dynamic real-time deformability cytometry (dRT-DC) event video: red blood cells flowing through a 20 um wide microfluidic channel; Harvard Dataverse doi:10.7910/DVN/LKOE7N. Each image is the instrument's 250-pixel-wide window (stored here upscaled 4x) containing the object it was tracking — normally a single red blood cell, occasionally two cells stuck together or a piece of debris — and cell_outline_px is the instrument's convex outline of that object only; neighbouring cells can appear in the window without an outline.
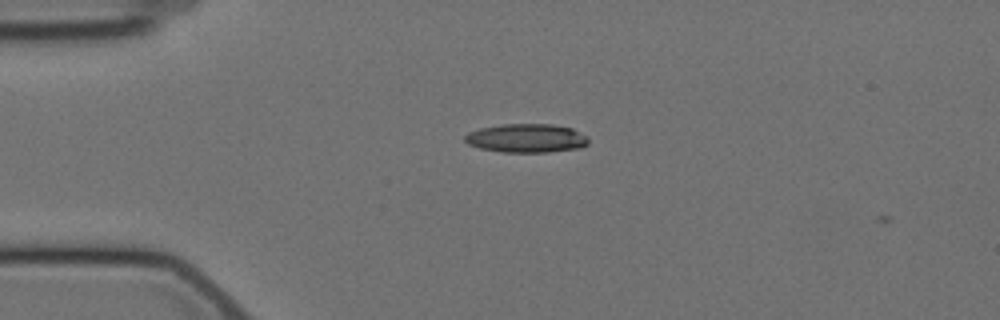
{"species": "Egyptian fruit bat (a non-hibernating species)", "species_latin": "Rousettus aegyptiacus", "temperature_condition": "cold", "stored_images_in_passage": 3, "camera_frame_rate_fps": 3000, "um_per_image_px": 0.085, "animal": {"sex": "female"}, "frame": {"image": 1, "passage_image": 2, "time_ms": 0.333, "image_size_px": [1000, 320], "cell_outline_px": [[588, 144], [580, 148], [548, 152], [500, 152], [480, 148], [468, 144], [464, 140], [464, 136], [468, 132], [480, 128], [500, 124], [552, 124], [572, 128], [588, 136]], "centroid_in_image_um": [44.75, 11.74], "position_along_channel_um": 40.3, "area_um2": 20.87}}